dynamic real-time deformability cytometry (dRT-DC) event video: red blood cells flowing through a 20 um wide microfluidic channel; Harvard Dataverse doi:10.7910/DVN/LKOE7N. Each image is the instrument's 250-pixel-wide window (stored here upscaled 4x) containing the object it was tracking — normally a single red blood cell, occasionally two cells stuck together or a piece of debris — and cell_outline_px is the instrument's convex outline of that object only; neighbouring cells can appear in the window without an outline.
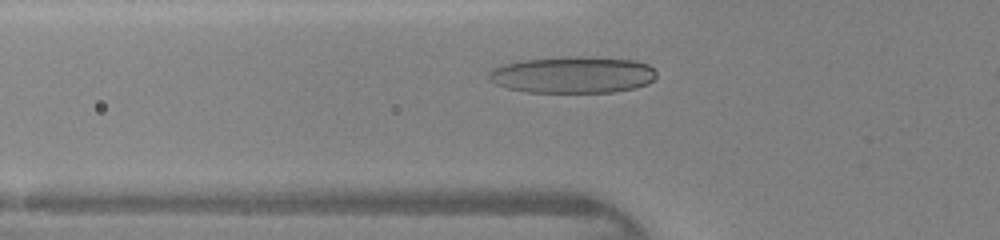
{"species": "human", "species_latin": "Homo sapiens", "temperature_condition": "warm", "stored_images_in_passage": 33, "camera_frame_rate_fps": 3000, "um_per_image_px": 0.085, "donor": {"sex": "female"}, "frame": {"image": 1, "passage_image": 10, "time_ms": 3.0, "image_size_px": [1000, 240], "cell_outline_px": [[656, 76], [648, 84], [636, 88], [612, 92], [528, 92], [508, 88], [496, 84], [488, 80], [488, 72], [492, 68], [504, 64], [524, 60], [632, 60], [648, 64], [656, 72]], "centroid_in_image_um": [48.66, 6.43], "position_along_channel_um": 77.1, "area_um2": 34.1}}
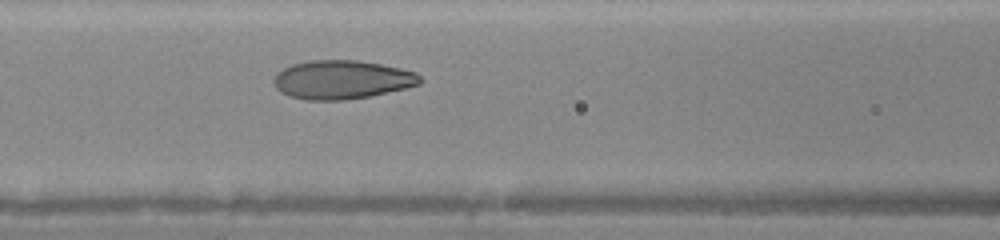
{"frame": {"image": 2, "passage_image": 14, "time_ms": 4.333, "image_size_px": [1000, 240], "cell_outline_px": [[424, 80], [420, 84], [408, 88], [368, 96], [344, 100], [308, 100], [288, 96], [280, 92], [276, 88], [276, 72], [292, 64], [312, 60], [356, 60], [380, 64], [400, 68], [416, 72]], "centroid_in_image_um": [29.1, 6.77], "position_along_channel_um": 137.5, "area_um2": 32.95}}
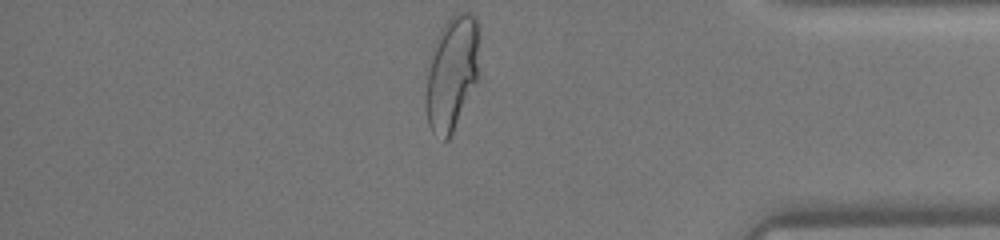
{"frame": {"image": 3, "passage_image": 33, "time_ms": 10.667, "image_size_px": [1000, 240], "cell_outline_px": [[480, 76], [448, 140], [444, 140], [432, 132], [428, 124], [428, 56], [440, 28], [456, 12], [468, 12], [476, 16], [480, 28]], "centroid_in_image_um": [38.48, 6.1], "position_along_channel_um": 396.7, "area_um2": 36.07}}